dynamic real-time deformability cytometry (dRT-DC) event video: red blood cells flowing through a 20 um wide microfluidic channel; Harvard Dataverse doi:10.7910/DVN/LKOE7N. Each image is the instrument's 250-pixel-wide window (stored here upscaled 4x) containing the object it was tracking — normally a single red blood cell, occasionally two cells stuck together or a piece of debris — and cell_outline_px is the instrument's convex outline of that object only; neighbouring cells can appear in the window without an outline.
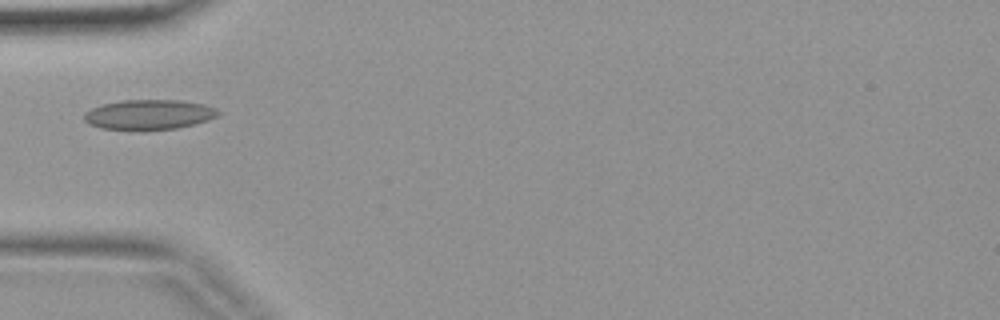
{"species": "common noctule bat (a hibernating species)", "species_latin": "Nyctalus noctula", "temperature_condition": "warm", "stored_images_in_passage": 4, "camera_frame_rate_fps": 3000, "um_per_image_px": 0.085, "animal": {"sex": "female", "body_mass_g": 19.9}, "frame": {"image": 1, "passage_image": 4, "time_ms": 1.0, "image_size_px": [1000, 320], "cell_outline_px": [[220, 112], [216, 116], [208, 120], [196, 124], [176, 128], [140, 132], [100, 128], [88, 124], [84, 120], [84, 112], [100, 104], [124, 100], [180, 100], [204, 104], [216, 108]], "centroid_in_image_um": [12.62, 9.77], "position_along_channel_um": 72.4, "area_um2": 24.04}}